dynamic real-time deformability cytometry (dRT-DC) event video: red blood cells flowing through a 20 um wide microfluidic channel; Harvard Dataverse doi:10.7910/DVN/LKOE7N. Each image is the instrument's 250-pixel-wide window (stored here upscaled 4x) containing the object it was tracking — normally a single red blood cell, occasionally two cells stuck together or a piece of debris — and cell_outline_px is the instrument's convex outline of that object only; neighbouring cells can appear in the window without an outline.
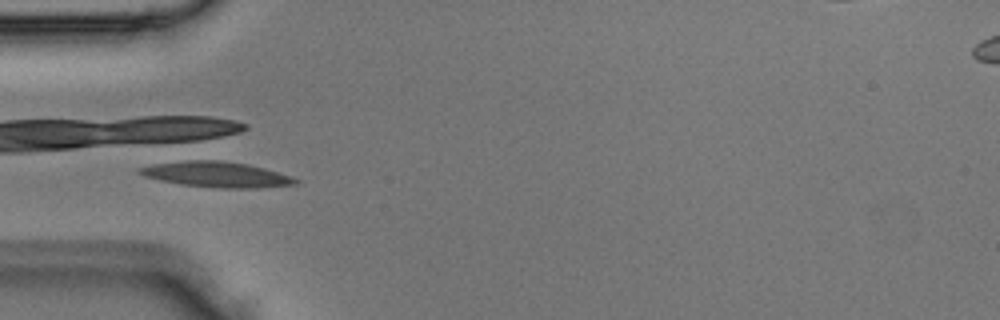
{"species": "Egyptian fruit bat (a non-hibernating species)", "species_latin": "Rousettus aegyptiacus", "temperature_condition": "room temperature", "stored_images_in_passage": 2, "camera_frame_rate_fps": 3000, "um_per_image_px": 0.085, "animal": {"sex": "male"}, "frame": {"image": 1, "passage_image": 2, "time_ms": 0.333, "image_size_px": [1000, 320], "cell_outline_px": [[300, 180], [296, 184], [260, 188], [224, 188], [180, 184], [160, 180], [144, 176], [136, 172], [140, 168], [156, 164], [196, 156], [200, 156], [248, 164], [264, 168], [292, 176]], "centroid_in_image_um": [18.38, 14.78], "position_along_channel_um": 66.6, "area_um2": 23.99}}